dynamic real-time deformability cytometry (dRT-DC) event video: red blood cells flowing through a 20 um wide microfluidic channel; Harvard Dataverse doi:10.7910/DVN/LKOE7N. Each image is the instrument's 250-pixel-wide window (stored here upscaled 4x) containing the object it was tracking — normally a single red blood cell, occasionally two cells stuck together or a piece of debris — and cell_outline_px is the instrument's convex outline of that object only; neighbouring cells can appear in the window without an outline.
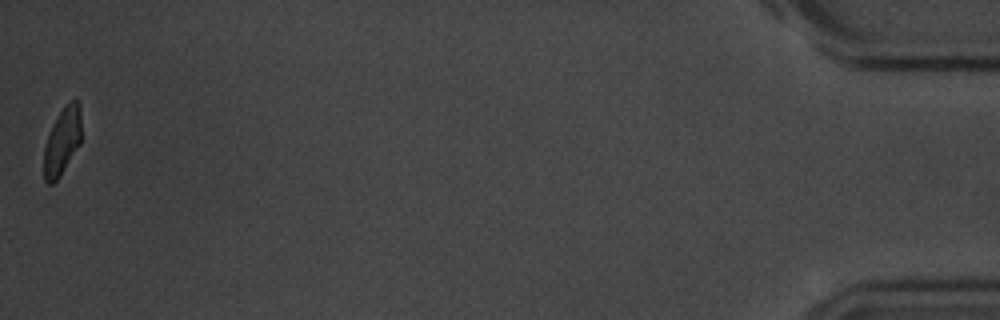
{"species": "common noctule bat (a hibernating species)", "species_latin": "Nyctalus noctula", "temperature_condition": "room temperature", "stored_images_in_passage": 15, "camera_frame_rate_fps": 3000, "um_per_image_px": 0.085, "animal": {"sex": "male", "body_mass_g": 20.1, "forearm_length_mm": 53.5}, "frame": {"image": 1, "passage_image": 15, "time_ms": 17.667, "image_size_px": [1000, 320], "cell_outline_px": [[80, 144], [60, 176], [52, 184], [48, 184], [44, 180], [44, 148], [52, 124], [56, 116], [64, 104], [68, 100], [76, 96], [80, 100]], "centroid_in_image_um": [5.3, 11.92], "position_along_channel_um": 429.9, "area_um2": 14.97}}